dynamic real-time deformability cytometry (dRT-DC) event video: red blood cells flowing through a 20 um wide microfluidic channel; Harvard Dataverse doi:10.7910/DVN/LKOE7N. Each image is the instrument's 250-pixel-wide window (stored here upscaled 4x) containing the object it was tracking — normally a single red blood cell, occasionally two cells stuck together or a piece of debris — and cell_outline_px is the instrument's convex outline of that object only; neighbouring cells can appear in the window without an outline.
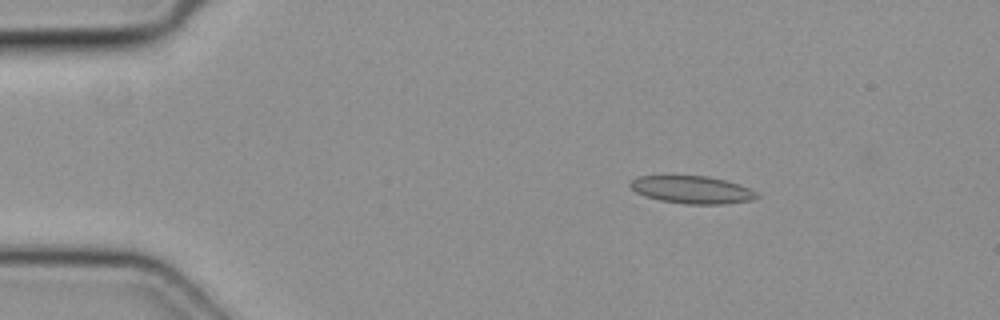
{"species": "common noctule bat (a hibernating species)", "species_latin": "Nyctalus noctula", "temperature_condition": "cold", "stored_images_in_passage": 3, "camera_frame_rate_fps": 3000, "um_per_image_px": 0.085, "animal": {"sex": "female", "body_mass_g": 19.3, "forearm_length_mm": 54.1}, "frame": {"image": 1, "passage_image": 2, "time_ms": 0.333, "image_size_px": [1000, 320], "cell_outline_px": [[760, 196], [752, 200], [724, 204], [688, 204], [660, 200], [644, 196], [636, 192], [628, 184], [632, 180], [640, 176], [708, 176], [740, 184], [756, 192]], "centroid_in_image_um": [58.84, 16.13], "position_along_channel_um": 26.2, "area_um2": 20.23}}